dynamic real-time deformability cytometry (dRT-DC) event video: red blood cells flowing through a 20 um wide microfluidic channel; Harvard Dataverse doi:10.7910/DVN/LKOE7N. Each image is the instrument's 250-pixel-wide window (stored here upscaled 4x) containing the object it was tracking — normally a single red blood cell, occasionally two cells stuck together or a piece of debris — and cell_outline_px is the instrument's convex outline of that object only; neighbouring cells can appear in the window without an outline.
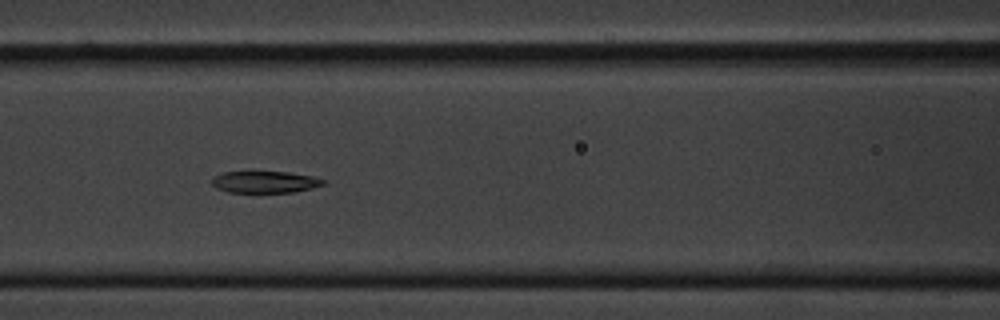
{"species": "common noctule bat (a hibernating species)", "species_latin": "Nyctalus noctula", "temperature_condition": "cold", "stored_images_in_passage": 11, "camera_frame_rate_fps": 3000, "um_per_image_px": 0.085, "animal": {"sex": "male", "body_mass_g": 20.1, "forearm_length_mm": 53.5}, "frame": {"image": 1, "passage_image": 7, "time_ms": 7.667, "image_size_px": [1000, 320], "cell_outline_px": [[328, 180], [324, 184], [312, 188], [292, 192], [228, 192], [216, 188], [212, 184], [212, 176], [224, 172], [288, 172], [312, 176]], "centroid_in_image_um": [22.52, 15.46], "position_along_channel_um": 144.1, "area_um2": 14.1}}
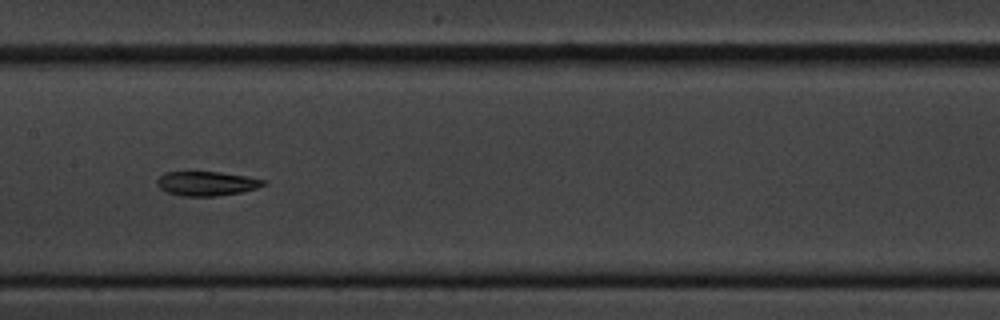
{"frame": {"image": 2, "passage_image": 8, "time_ms": 9.0, "image_size_px": [1000, 320], "cell_outline_px": [[268, 184], [256, 188], [240, 192], [216, 196], [180, 196], [168, 192], [160, 188], [156, 184], [156, 180], [164, 172], [220, 172], [244, 176], [264, 180]], "centroid_in_image_um": [17.53, 15.6], "position_along_channel_um": 189.9, "area_um2": 14.97}}
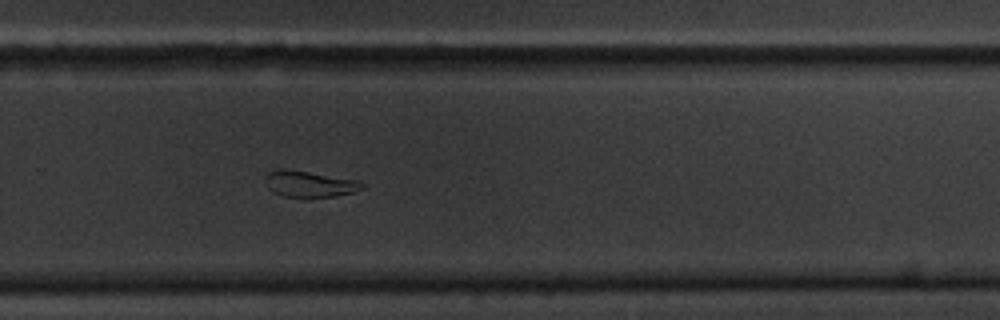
{"frame": {"image": 3, "passage_image": 11, "time_ms": 12.333, "image_size_px": [1000, 320], "cell_outline_px": [[364, 188], [352, 192], [332, 196], [284, 196], [272, 192], [264, 184], [264, 180], [268, 172], [280, 168], [308, 172], [356, 180], [364, 184]], "centroid_in_image_um": [26.23, 15.62], "position_along_channel_um": 303.6, "area_um2": 14.39}}